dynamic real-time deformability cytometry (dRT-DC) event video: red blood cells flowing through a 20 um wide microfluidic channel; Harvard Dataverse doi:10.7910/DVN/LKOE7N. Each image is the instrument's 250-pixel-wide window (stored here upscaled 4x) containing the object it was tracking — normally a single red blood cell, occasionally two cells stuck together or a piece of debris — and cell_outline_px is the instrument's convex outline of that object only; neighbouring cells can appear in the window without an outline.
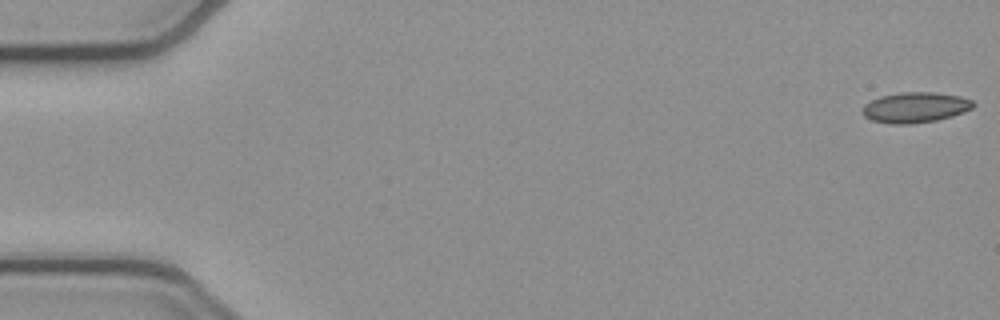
{"species": "common noctule bat (a hibernating species)", "species_latin": "Nyctalus noctula", "temperature_condition": "cold", "stored_images_in_passage": 13, "camera_frame_rate_fps": 3000, "um_per_image_px": 0.085, "animal": {"sex": "female", "body_mass_g": 21.9}, "frame": {"image": 1, "passage_image": 1, "time_ms": 0.0, "image_size_px": [1000, 320], "cell_outline_px": [[976, 104], [972, 108], [964, 112], [952, 116], [936, 120], [912, 124], [888, 124], [872, 120], [864, 116], [860, 112], [864, 104], [880, 96], [900, 92], [932, 92], [960, 96], [972, 100]], "centroid_in_image_um": [77.77, 9.13], "position_along_channel_um": 7.2, "area_um2": 19.83}}
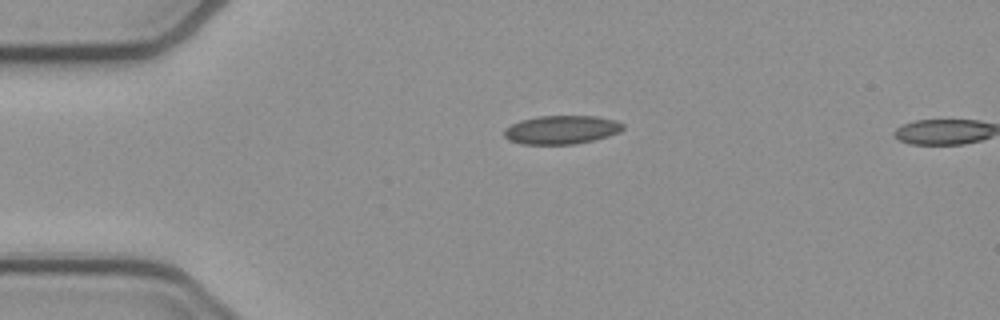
{"frame": {"image": 2, "passage_image": 12, "time_ms": 3.667, "image_size_px": [1000, 320], "cell_outline_px": [[624, 128], [620, 132], [608, 136], [576, 144], [520, 144], [508, 140], [504, 136], [504, 128], [520, 120], [536, 116], [596, 116], [616, 120], [624, 124]], "centroid_in_image_um": [47.71, 11.03], "position_along_channel_um": 37.3, "area_um2": 19.94}}